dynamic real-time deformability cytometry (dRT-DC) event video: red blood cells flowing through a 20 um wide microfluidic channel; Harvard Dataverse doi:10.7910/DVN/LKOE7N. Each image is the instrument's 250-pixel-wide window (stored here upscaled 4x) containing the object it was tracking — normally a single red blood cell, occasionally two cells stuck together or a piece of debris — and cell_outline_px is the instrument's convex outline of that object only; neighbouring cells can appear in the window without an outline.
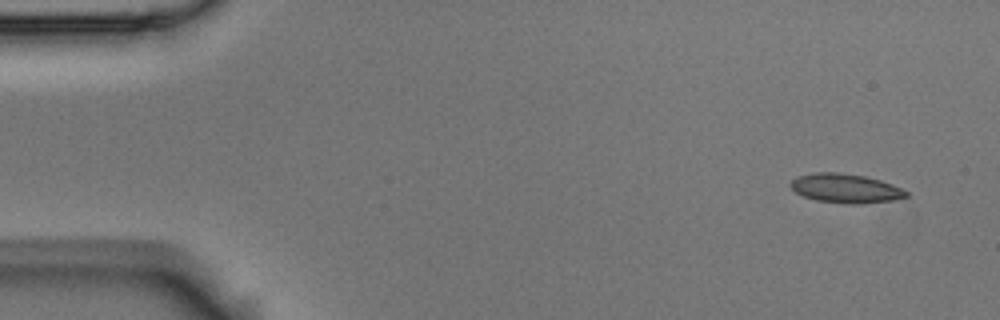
{"species": "Egyptian fruit bat (a non-hibernating species)", "species_latin": "Rousettus aegyptiacus", "temperature_condition": "room temperature", "stored_images_in_passage": 14, "camera_frame_rate_fps": 3000, "um_per_image_px": 0.085, "animal": {"sex": "male"}, "frame": {"image": 1, "passage_image": 1, "time_ms": 0.0, "image_size_px": [1000, 320], "cell_outline_px": [[908, 196], [892, 200], [860, 204], [852, 204], [816, 200], [804, 196], [796, 192], [788, 184], [796, 176], [816, 172], [836, 172], [864, 176], [880, 180], [892, 184], [908, 192]], "centroid_in_image_um": [71.85, 16.0], "position_along_channel_um": 13.2, "area_um2": 19.48}}
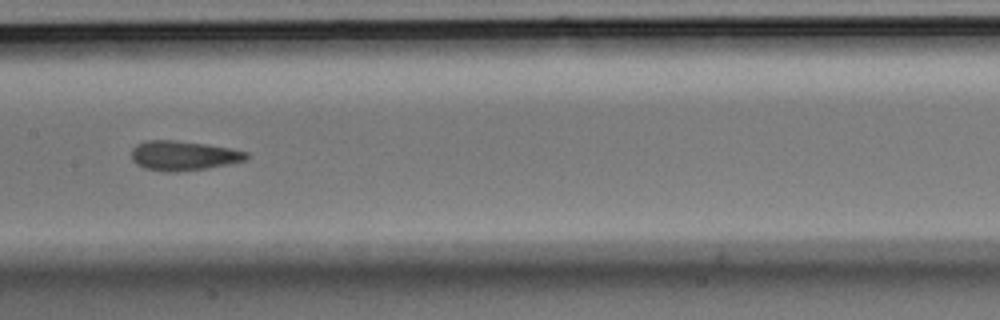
{"frame": {"image": 2, "passage_image": 7, "time_ms": 2.0, "image_size_px": [1000, 320], "cell_outline_px": [[248, 160], [228, 164], [204, 168], [176, 172], [168, 172], [144, 168], [136, 164], [132, 160], [132, 148], [136, 144], [148, 140], [172, 140], [208, 144], [232, 148], [248, 152]], "centroid_in_image_um": [15.6, 13.22], "position_along_channel_um": 191.8, "area_um2": 19.88}}
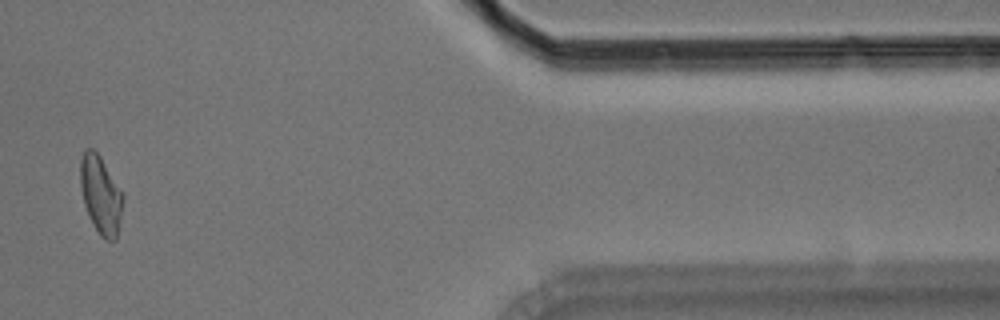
{"frame": {"image": 3, "passage_image": 13, "time_ms": 4.0, "image_size_px": [1000, 320], "cell_outline_px": [[124, 200], [116, 240], [104, 240], [100, 236], [84, 204], [80, 184], [80, 160], [84, 148], [92, 148], [100, 156], [124, 192]], "centroid_in_image_um": [8.58, 16.52], "position_along_channel_um": 402.8, "area_um2": 19.48}}